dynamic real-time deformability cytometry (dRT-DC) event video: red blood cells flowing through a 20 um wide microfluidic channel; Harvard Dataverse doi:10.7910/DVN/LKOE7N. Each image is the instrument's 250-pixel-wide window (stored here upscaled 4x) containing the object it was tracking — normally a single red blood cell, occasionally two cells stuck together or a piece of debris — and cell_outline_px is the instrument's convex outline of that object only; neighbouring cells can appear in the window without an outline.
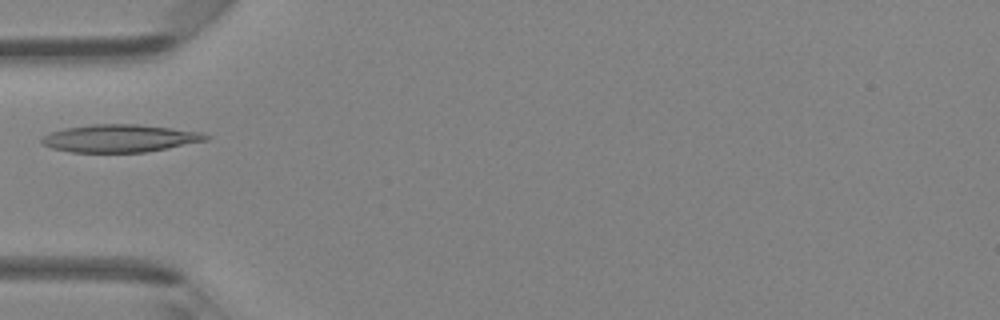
{"species": "Egyptian fruit bat (a non-hibernating species)", "species_latin": "Rousettus aegyptiacus", "temperature_condition": "room temperature", "stored_images_in_passage": 5, "camera_frame_rate_fps": 3000, "um_per_image_px": 0.085, "animal": {"sex": "female"}, "frame": {"image": 1, "passage_image": 4, "time_ms": 1.0, "image_size_px": [1000, 320], "cell_outline_px": [[212, 136], [208, 140], [168, 148], [144, 152], [72, 152], [52, 148], [44, 144], [40, 140], [44, 136], [52, 132], [64, 128], [92, 124], [136, 124], [200, 132]], "centroid_in_image_um": [10.2, 11.76], "position_along_channel_um": 74.8, "area_um2": 26.18}}
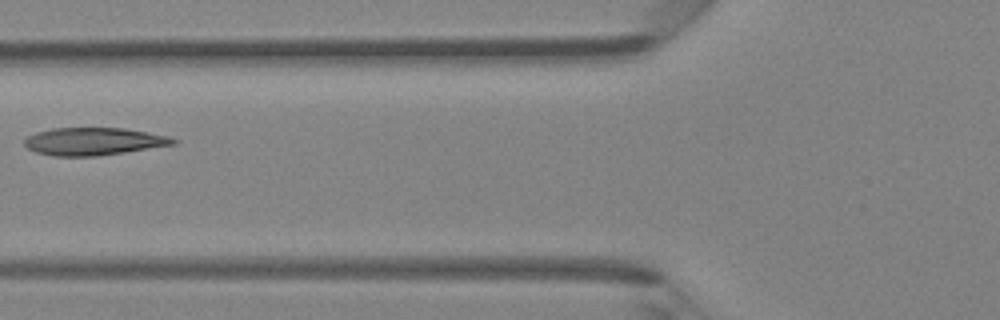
{"frame": {"image": 2, "passage_image": 5, "time_ms": 1.333, "image_size_px": [1000, 320], "cell_outline_px": [[180, 140], [176, 144], [124, 152], [96, 156], [52, 156], [36, 152], [28, 148], [24, 144], [24, 140], [28, 136], [36, 132], [52, 128], [124, 128], [148, 132], [168, 136]], "centroid_in_image_um": [7.97, 12.02], "position_along_channel_um": 117.8, "area_um2": 23.93}}